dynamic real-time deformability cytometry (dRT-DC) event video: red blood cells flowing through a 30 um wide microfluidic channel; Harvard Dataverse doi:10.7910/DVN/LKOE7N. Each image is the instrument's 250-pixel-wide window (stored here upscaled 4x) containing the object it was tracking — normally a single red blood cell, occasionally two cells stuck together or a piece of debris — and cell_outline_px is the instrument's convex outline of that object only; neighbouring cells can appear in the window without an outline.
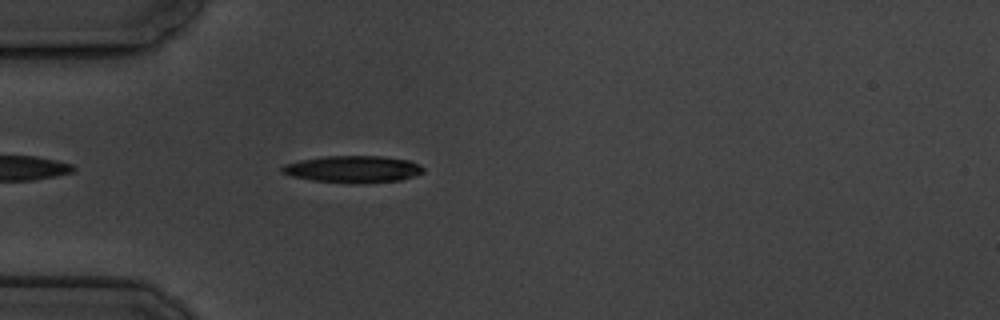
{"species": "common noctule bat (a hibernating species)", "species_latin": "Nyctalus noctula", "temperature_condition": "cold", "stored_images_in_passage": 5, "camera_frame_rate_fps": 3000, "um_per_image_px": 0.085, "animal": {"sex": "male", "body_mass_g": 19.5, "forearm_length_mm": 54.6}, "frame": {"image": 1, "passage_image": 5, "time_ms": 5.333, "image_size_px": [1000, 320], "cell_outline_px": [[424, 172], [416, 176], [400, 180], [356, 184], [348, 184], [312, 180], [292, 176], [280, 172], [280, 168], [284, 164], [300, 160], [324, 156], [384, 156], [408, 160], [420, 164], [424, 168]], "centroid_in_image_um": [30.01, 14.38], "position_along_channel_um": 55.0, "area_um2": 22.48}}